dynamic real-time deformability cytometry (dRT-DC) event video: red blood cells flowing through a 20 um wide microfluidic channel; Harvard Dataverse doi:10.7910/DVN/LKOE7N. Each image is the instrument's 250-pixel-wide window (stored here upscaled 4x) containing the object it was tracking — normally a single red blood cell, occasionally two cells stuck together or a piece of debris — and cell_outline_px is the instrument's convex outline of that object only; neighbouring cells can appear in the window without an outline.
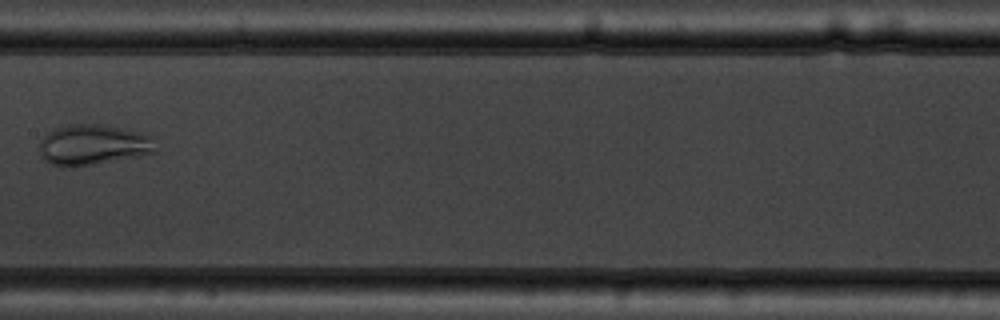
{"species": "common noctule bat (a hibernating species)", "species_latin": "Nyctalus noctula", "temperature_condition": "warm", "stored_images_in_passage": 9, "camera_frame_rate_fps": 3000, "um_per_image_px": 0.085, "animal": {"sex": "male", "body_mass_g": 19.5, "forearm_length_mm": 54.6}, "frame": {"image": 1, "passage_image": 8, "time_ms": 9.0, "image_size_px": [1000, 320], "cell_outline_px": [[156, 152], [140, 156], [68, 168], [48, 164], [44, 160], [40, 152], [40, 140], [48, 132], [56, 128], [68, 124], [104, 124], [152, 136]], "centroid_in_image_um": [7.87, 12.32], "position_along_channel_um": 199.5, "area_um2": 27.46}}